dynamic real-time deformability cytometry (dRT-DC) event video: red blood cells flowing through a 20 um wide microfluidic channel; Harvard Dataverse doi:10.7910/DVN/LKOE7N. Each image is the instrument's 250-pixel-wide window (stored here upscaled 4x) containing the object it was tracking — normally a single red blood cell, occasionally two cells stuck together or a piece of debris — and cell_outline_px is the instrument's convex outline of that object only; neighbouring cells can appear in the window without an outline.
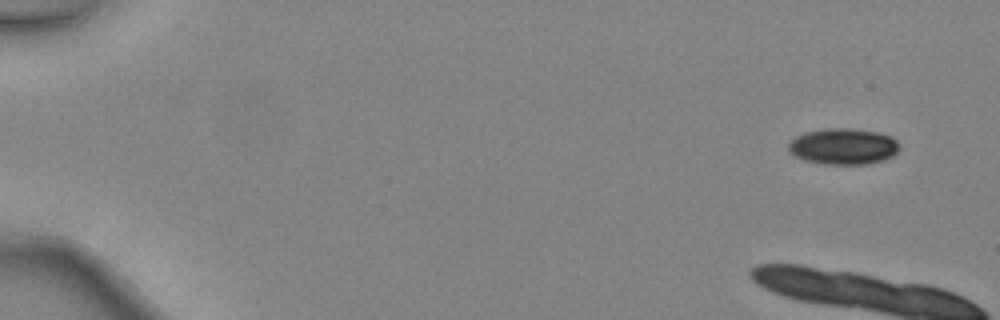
{"species": "common noctule bat (a hibernating species)", "species_latin": "Nyctalus noctula", "temperature_condition": "warm", "stored_images_in_passage": 6, "camera_frame_rate_fps": 3000, "um_per_image_px": 0.085, "animal": {"sex": "female", "body_mass_g": 24.6, "forearm_length_mm": 56.2}, "frame": {"image": 1, "passage_image": 1, "time_ms": 0.0, "image_size_px": [1000, 320], "cell_outline_px": [[900, 148], [892, 156], [884, 160], [868, 164], [824, 164], [804, 160], [788, 152], [788, 144], [796, 136], [804, 132], [828, 128], [852, 128], [880, 132], [892, 136], [900, 144]], "centroid_in_image_um": [71.7, 12.44], "position_along_channel_um": 13.3, "area_um2": 23.64}}